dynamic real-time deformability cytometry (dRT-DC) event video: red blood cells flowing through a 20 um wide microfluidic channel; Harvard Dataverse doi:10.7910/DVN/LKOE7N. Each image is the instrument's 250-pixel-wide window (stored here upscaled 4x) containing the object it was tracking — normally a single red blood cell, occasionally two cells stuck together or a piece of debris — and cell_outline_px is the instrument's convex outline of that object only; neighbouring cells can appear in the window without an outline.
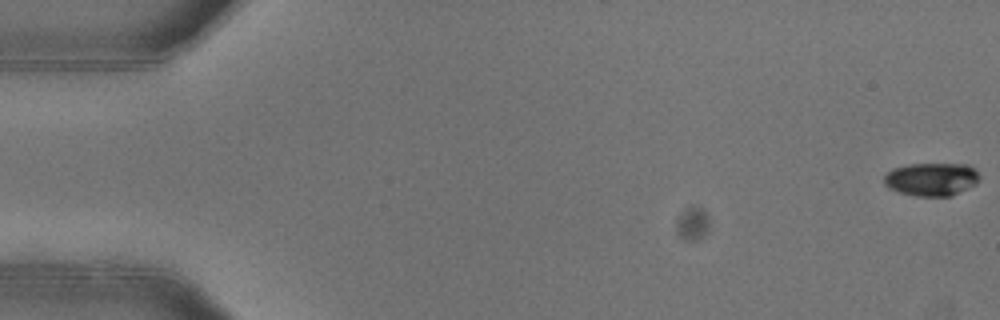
{"species": "common noctule bat (a hibernating species)", "species_latin": "Nyctalus noctula", "temperature_condition": "warm", "stored_images_in_passage": 14, "camera_frame_rate_fps": 3000, "um_per_image_px": 0.085, "animal": {"sex": "female"}, "frame": {"image": 1, "passage_image": 1, "time_ms": 0.0, "image_size_px": [1000, 320], "cell_outline_px": [[980, 176], [976, 184], [952, 196], [916, 196], [900, 192], [888, 188], [884, 184], [884, 176], [892, 168], [908, 164], [968, 164]], "centroid_in_image_um": [79.16, 15.23], "position_along_channel_um": 5.8, "area_um2": 18.44}}
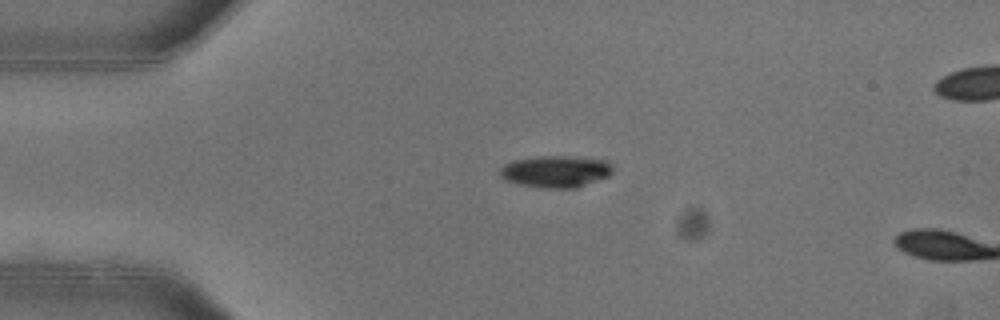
{"frame": {"image": 2, "passage_image": 13, "time_ms": 4.0, "image_size_px": [1000, 320], "cell_outline_px": [[612, 172], [608, 176], [576, 188], [540, 188], [520, 184], [504, 180], [500, 176], [500, 168], [504, 164], [512, 160], [540, 156], [572, 156], [608, 160], [612, 168]], "centroid_in_image_um": [47.22, 14.57], "position_along_channel_um": 37.8, "area_um2": 21.04}}